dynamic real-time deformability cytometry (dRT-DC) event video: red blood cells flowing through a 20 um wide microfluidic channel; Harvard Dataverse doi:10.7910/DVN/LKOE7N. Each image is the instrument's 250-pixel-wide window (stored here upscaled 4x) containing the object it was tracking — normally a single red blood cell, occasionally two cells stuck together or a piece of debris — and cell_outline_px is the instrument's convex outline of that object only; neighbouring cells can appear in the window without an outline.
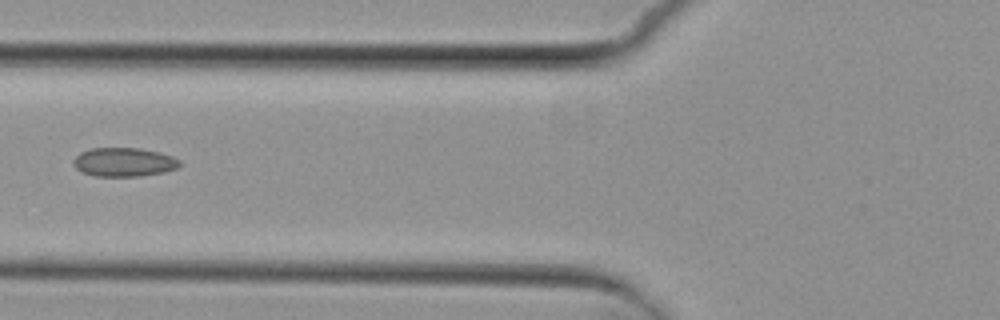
{"species": "common noctule bat (a hibernating species)", "species_latin": "Nyctalus noctula", "temperature_condition": "cold", "stored_images_in_passage": 4, "camera_frame_rate_fps": 3000, "um_per_image_px": 0.085, "animal": {"sex": "female", "body_mass_g": 29.2, "forearm_length_mm": 56.3}, "frame": {"image": 1, "passage_image": 4, "time_ms": 4.333, "image_size_px": [1000, 320], "cell_outline_px": [[180, 164], [176, 168], [164, 172], [140, 176], [92, 176], [76, 168], [72, 160], [80, 152], [92, 148], [140, 148], [160, 152], [172, 156], [180, 160]], "centroid_in_image_um": [10.53, 13.77], "position_along_channel_um": 115.3, "area_um2": 17.86}}